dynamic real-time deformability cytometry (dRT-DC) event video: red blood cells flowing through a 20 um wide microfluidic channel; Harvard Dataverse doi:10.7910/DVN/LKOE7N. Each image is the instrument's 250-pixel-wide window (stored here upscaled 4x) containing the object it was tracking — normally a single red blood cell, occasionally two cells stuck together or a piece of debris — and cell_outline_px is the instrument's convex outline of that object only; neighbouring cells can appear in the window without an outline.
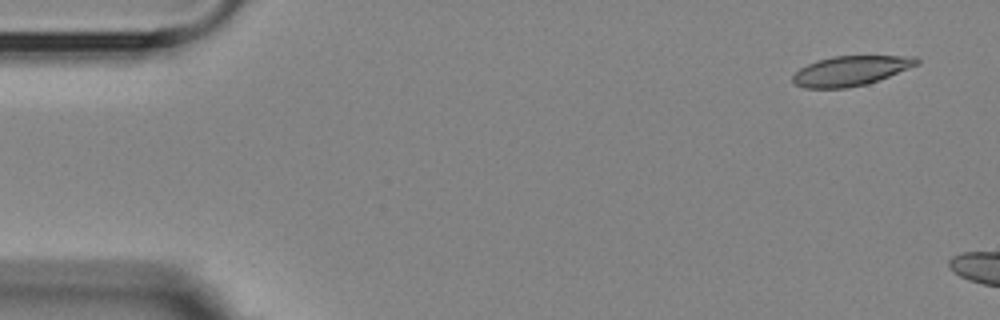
{"species": "Egyptian fruit bat (a non-hibernating species)", "species_latin": "Rousettus aegyptiacus", "temperature_condition": "room temperature", "stored_images_in_passage": 3, "camera_frame_rate_fps": 3000, "um_per_image_px": 0.085, "animal": {"sex": "female"}, "frame": {"image": 1, "passage_image": 1, "time_ms": 0.0, "image_size_px": [1000, 320], "cell_outline_px": [[920, 64], [868, 84], [844, 88], [804, 88], [796, 84], [792, 80], [792, 76], [800, 68], [816, 60], [832, 56], [916, 56], [920, 60]], "centroid_in_image_um": [72.32, 6.01], "position_along_channel_um": 12.7, "area_um2": 21.56}}